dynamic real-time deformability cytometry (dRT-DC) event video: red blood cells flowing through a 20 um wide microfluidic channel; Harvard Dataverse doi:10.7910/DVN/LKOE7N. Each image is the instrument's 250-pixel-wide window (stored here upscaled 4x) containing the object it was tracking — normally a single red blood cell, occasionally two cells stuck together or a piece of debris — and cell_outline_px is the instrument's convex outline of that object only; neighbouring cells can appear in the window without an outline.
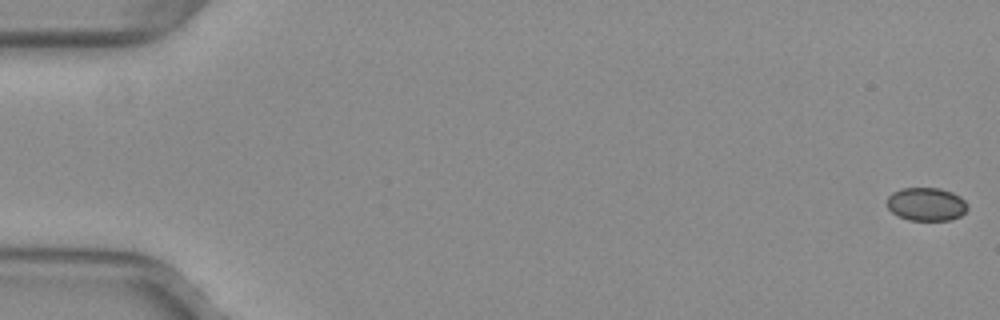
{"species": "common noctule bat (a hibernating species)", "species_latin": "Nyctalus noctula", "temperature_condition": "warm", "stored_images_in_passage": 53, "camera_frame_rate_fps": 3000, "um_per_image_px": 0.085, "animal": {"sex": "female", "body_mass_g": 29.2, "forearm_length_mm": 56.3}, "frame": {"image": 1, "passage_image": 1, "time_ms": 0.0, "image_size_px": [1000, 320], "cell_outline_px": [[968, 208], [960, 216], [952, 220], [908, 220], [892, 212], [888, 208], [888, 196], [892, 192], [900, 188], [940, 188], [952, 192], [960, 196], [968, 204]], "centroid_in_image_um": [78.75, 17.35], "position_along_channel_um": 6.2, "area_um2": 15.66}}
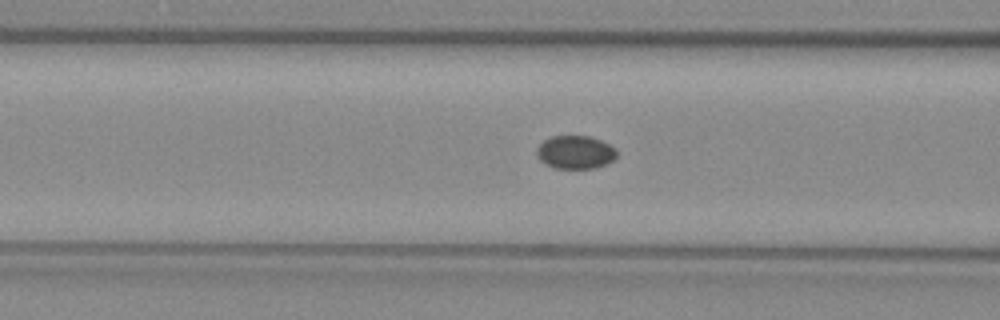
{"frame": {"image": 2, "passage_image": 22, "time_ms": 7.0, "image_size_px": [1000, 320], "cell_outline_px": [[616, 156], [612, 160], [596, 168], [556, 168], [544, 164], [536, 156], [536, 148], [544, 140], [552, 136], [588, 136], [600, 140], [616, 148]], "centroid_in_image_um": [48.86, 12.94], "position_along_channel_um": 117.7, "area_um2": 15.43}}
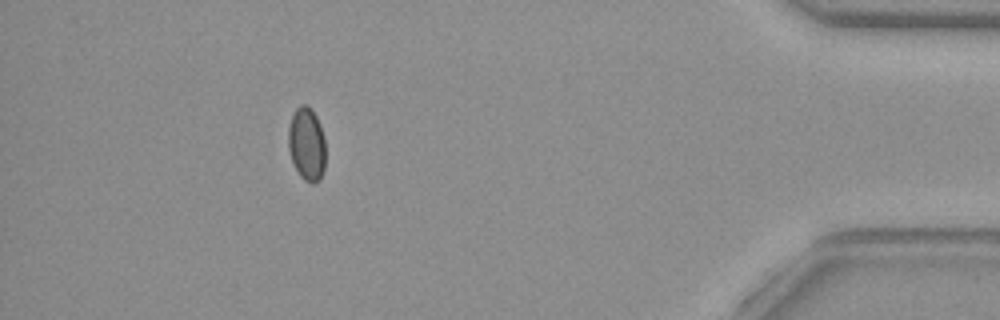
{"frame": {"image": 3, "passage_image": 48, "time_ms": 15.667, "image_size_px": [1000, 320], "cell_outline_px": [[324, 172], [320, 180], [312, 184], [304, 180], [300, 176], [292, 160], [288, 148], [288, 128], [292, 116], [296, 108], [300, 104], [308, 104], [312, 108], [320, 124], [324, 136]], "centroid_in_image_um": [26.07, 12.23], "position_along_channel_um": 409.1, "area_um2": 16.07}, "authors_computed_cell_mechanics": {"area_um2": 15.9528, "velocity_mm_per_s": 3.9979, "shape_relaxation_time_tau1_ms": null, "shape_relaxation_time_tau2_ms": 2.6785, "deformation_change_tau1": null, "deformation_change_tau2": 0.0255}}